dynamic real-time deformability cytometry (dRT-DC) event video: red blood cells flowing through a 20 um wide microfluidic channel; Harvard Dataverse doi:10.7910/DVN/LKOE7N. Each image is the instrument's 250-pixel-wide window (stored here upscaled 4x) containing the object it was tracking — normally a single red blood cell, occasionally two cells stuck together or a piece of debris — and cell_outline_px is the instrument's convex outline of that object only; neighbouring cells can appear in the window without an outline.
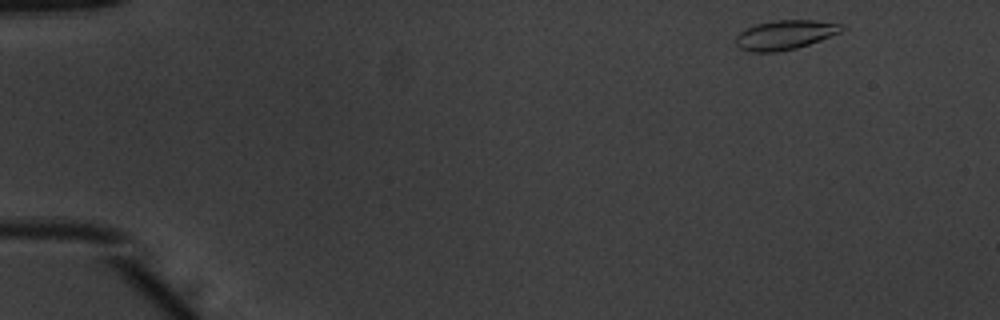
{"species": "common noctule bat (a hibernating species)", "species_latin": "Nyctalus noctula", "temperature_condition": "warm", "stored_images_in_passage": 48, "camera_frame_rate_fps": 3000, "um_per_image_px": 0.085, "animal": {"sex": "male", "body_mass_g": 20.1, "forearm_length_mm": 53.5}, "frame": {"image": 1, "passage_image": 1, "time_ms": 0.0, "image_size_px": [1000, 320], "cell_outline_px": [[844, 28], [840, 32], [820, 40], [796, 48], [776, 52], [752, 52], [740, 48], [736, 44], [736, 36], [740, 32], [756, 24], [776, 20], [812, 20], [840, 24]], "centroid_in_image_um": [66.7, 2.97], "position_along_channel_um": 18.3, "area_um2": 17.8}}
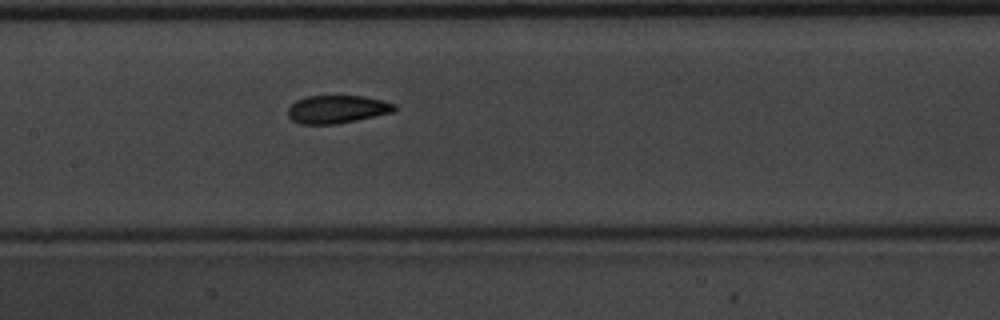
{"frame": {"image": 2, "passage_image": 22, "time_ms": 7.0, "image_size_px": [1000, 320], "cell_outline_px": [[396, 108], [392, 112], [356, 120], [336, 124], [300, 124], [292, 120], [288, 116], [288, 108], [296, 100], [308, 96], [360, 96], [380, 100], [396, 104]], "centroid_in_image_um": [28.61, 9.29], "position_along_channel_um": 178.8, "area_um2": 17.17}}
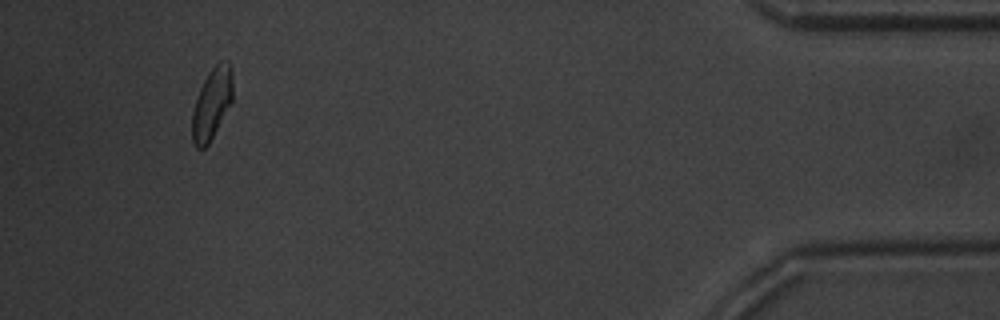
{"frame": {"image": 3, "passage_image": 45, "time_ms": 14.667, "image_size_px": [1000, 320], "cell_outline_px": [[232, 100], [208, 144], [204, 148], [196, 148], [192, 140], [192, 112], [200, 88], [208, 72], [220, 60], [228, 60], [232, 68]], "centroid_in_image_um": [18.0, 8.77], "position_along_channel_um": 417.2, "area_um2": 16.65}, "authors_computed_cell_mechanics": {"area_um2": 17.5423, "velocity_mm_per_s": 3.9194, "shape_relaxation_time_tau1_ms": 2.4544, "shape_relaxation_time_tau2_ms": 1.3554, "deformation_change_tau1": 0.1267, "deformation_change_tau2": 0.0488}}